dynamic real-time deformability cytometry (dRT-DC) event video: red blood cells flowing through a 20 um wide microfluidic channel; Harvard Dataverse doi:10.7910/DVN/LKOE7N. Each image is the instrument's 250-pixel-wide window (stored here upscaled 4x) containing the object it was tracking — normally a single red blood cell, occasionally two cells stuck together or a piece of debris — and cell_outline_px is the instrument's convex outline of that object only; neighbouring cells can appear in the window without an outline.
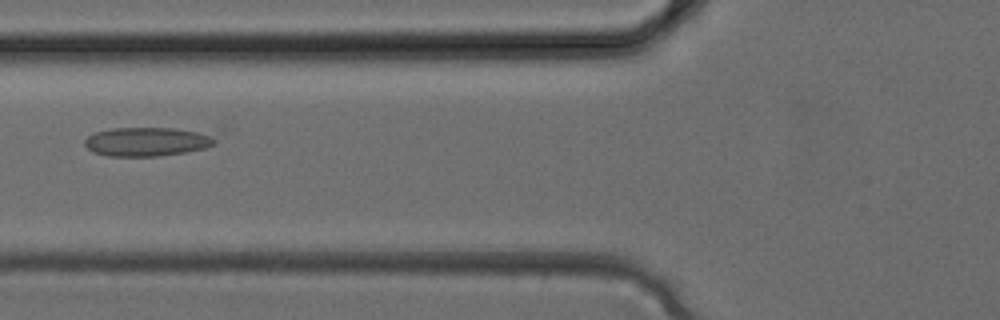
{"species": "common noctule bat (a hibernating species)", "species_latin": "Nyctalus noctula", "temperature_condition": "cold", "stored_images_in_passage": 21, "camera_frame_rate_fps": 3000, "um_per_image_px": 0.085, "animal": {"sex": "female", "body_mass_g": 24.6, "forearm_length_mm": 56.2}, "frame": {"image": 1, "passage_image": 6, "time_ms": 1.667, "image_size_px": [1000, 320], "cell_outline_px": [[216, 144], [204, 148], [184, 152], [156, 156], [108, 156], [92, 152], [84, 144], [84, 140], [88, 136], [96, 132], [112, 128], [172, 128], [196, 132], [216, 136]], "centroid_in_image_um": [12.47, 12.04], "position_along_channel_um": 113.3, "area_um2": 21.79}}
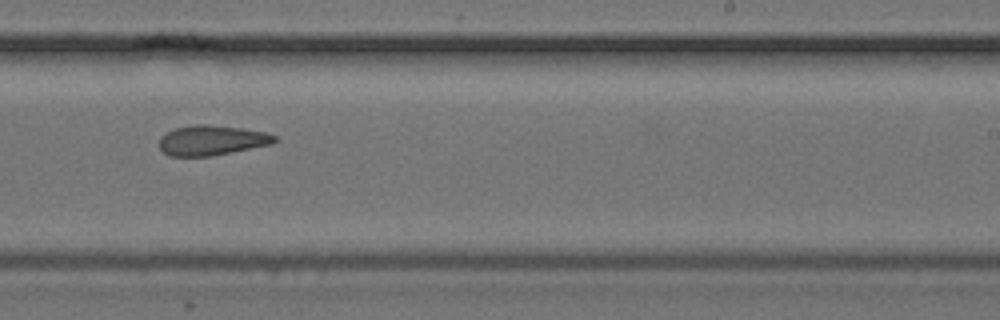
{"frame": {"image": 2, "passage_image": 14, "time_ms": 4.333, "image_size_px": [1000, 320], "cell_outline_px": [[276, 140], [272, 144], [212, 156], [168, 156], [160, 148], [160, 136], [176, 128], [192, 124], [208, 124], [240, 128], [268, 132], [276, 136]], "centroid_in_image_um": [18.01, 11.92], "position_along_channel_um": 271.0, "area_um2": 20.17}}
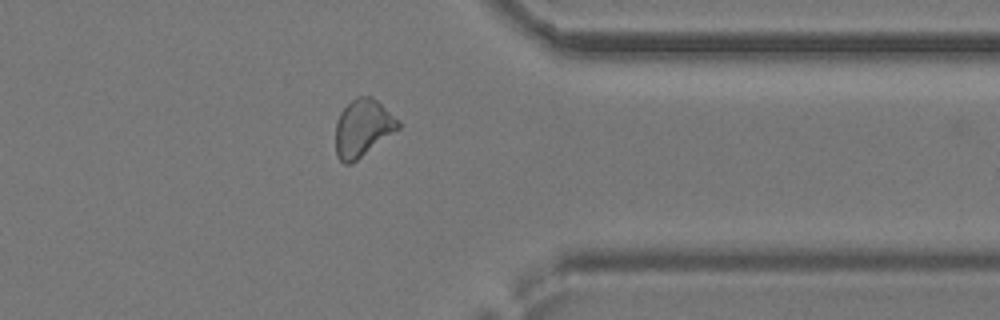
{"frame": {"image": 3, "passage_image": 20, "time_ms": 6.333, "image_size_px": [1000, 320], "cell_outline_px": [[400, 128], [352, 164], [344, 164], [336, 156], [336, 120], [340, 112], [356, 96], [372, 96], [400, 124]], "centroid_in_image_um": [30.79, 10.91], "position_along_channel_um": 380.6, "area_um2": 20.63}}